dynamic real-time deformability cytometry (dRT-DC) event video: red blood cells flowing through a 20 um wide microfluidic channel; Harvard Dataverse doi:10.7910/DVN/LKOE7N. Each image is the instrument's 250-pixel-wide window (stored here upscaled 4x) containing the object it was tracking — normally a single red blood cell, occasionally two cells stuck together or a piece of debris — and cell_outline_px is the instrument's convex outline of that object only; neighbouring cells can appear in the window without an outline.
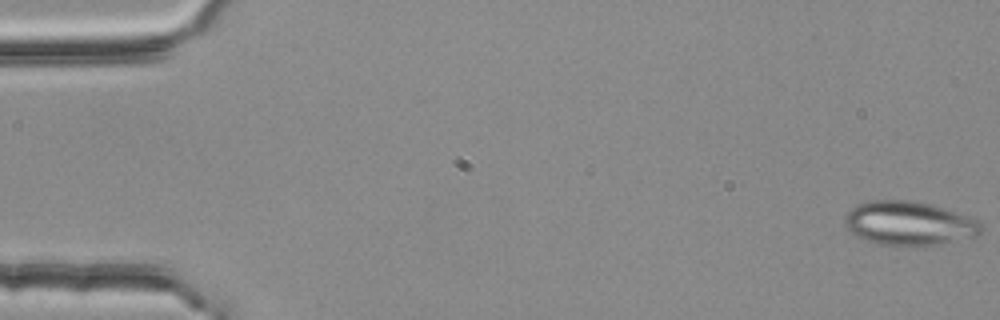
{"species": "common noctule bat (a hibernating species)", "species_latin": "Nyctalus noctula", "temperature_condition": "room temperature", "stored_images_in_passage": 54, "camera_frame_rate_fps": 3000, "um_per_image_px": 0.085, "animal": {"sex": "female", "body_mass_g": 25.1}, "frame": {"image": 1, "passage_image": 1, "time_ms": 0.0, "image_size_px": [1000, 320], "cell_outline_px": [[984, 228], [976, 236], [912, 248], [908, 248], [876, 244], [864, 240], [856, 236], [844, 224], [844, 216], [856, 204], [868, 200], [912, 200], [944, 208], [956, 212], [976, 220]], "centroid_in_image_um": [77.2, 19.0], "position_along_channel_um": 7.8, "area_um2": 35.2}}
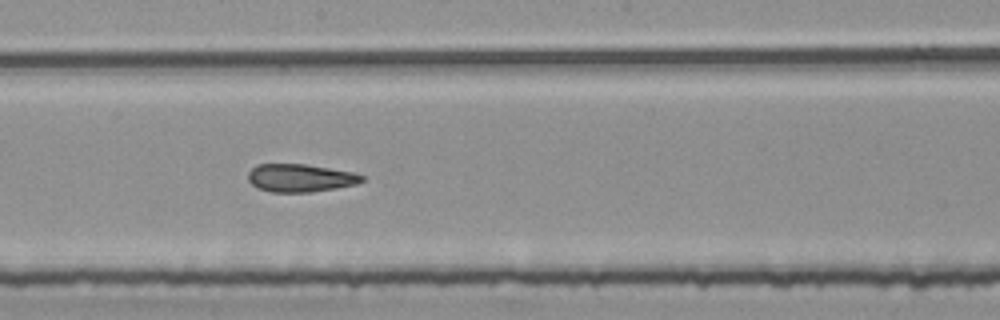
{"frame": {"image": 2, "passage_image": 30, "time_ms": 9.667, "image_size_px": [1000, 320], "cell_outline_px": [[364, 180], [356, 184], [336, 188], [312, 192], [272, 192], [260, 188], [252, 184], [248, 180], [248, 172], [256, 164], [304, 164], [352, 172], [364, 176]], "centroid_in_image_um": [25.51, 15.12], "position_along_channel_um": 222.7, "area_um2": 18.38}}
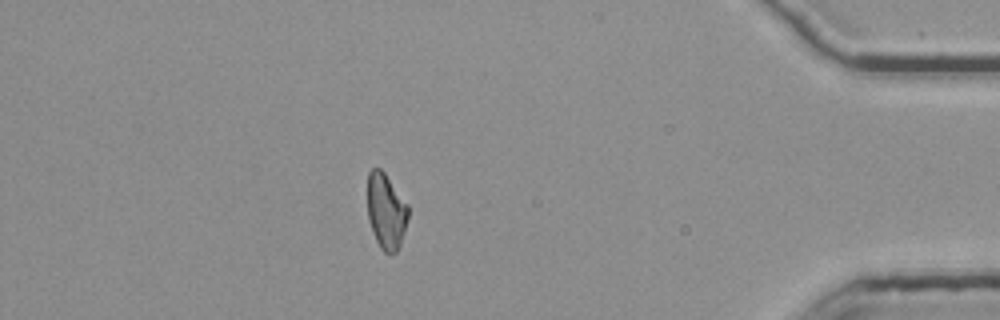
{"frame": {"image": 3, "passage_image": 48, "time_ms": 15.667, "image_size_px": [1000, 320], "cell_outline_px": [[408, 220], [400, 244], [396, 252], [384, 252], [380, 248], [372, 232], [368, 220], [368, 172], [372, 168], [380, 168], [384, 172], [408, 204]], "centroid_in_image_um": [32.81, 17.94], "position_along_channel_um": 402.4, "area_um2": 17.92}, "authors_computed_cell_mechanics": {"area_um2": 19.074, "velocity_mm_per_s": 3.7837, "shape_relaxation_time_tau1_ms": null, "shape_relaxation_time_tau2_ms": 3.1857, "deformation_change_tau1": null, "deformation_change_tau2": 0.1244}}